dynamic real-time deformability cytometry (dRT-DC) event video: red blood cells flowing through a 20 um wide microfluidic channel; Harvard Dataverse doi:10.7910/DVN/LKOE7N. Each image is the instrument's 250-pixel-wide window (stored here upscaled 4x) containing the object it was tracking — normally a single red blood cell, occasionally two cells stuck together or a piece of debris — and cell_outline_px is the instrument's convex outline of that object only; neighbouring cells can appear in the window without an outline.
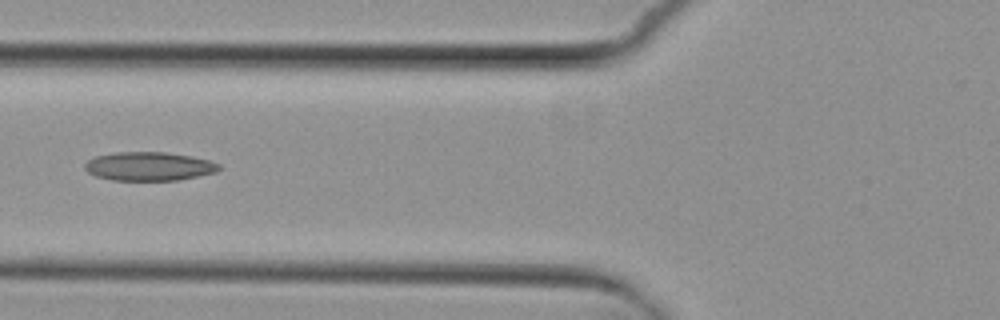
{"species": "common noctule bat (a hibernating species)", "species_latin": "Nyctalus noctula", "temperature_condition": "cold", "stored_images_in_passage": 4, "camera_frame_rate_fps": 3000, "um_per_image_px": 0.085, "animal": {"sex": "female", "body_mass_g": 29.2, "forearm_length_mm": 56.3}, "frame": {"image": 1, "passage_image": 3, "time_ms": 2.333, "image_size_px": [1000, 320], "cell_outline_px": [[220, 168], [216, 172], [176, 180], [112, 180], [96, 176], [88, 172], [84, 168], [84, 164], [88, 160], [96, 156], [116, 152], [164, 152], [192, 156], [208, 160], [220, 164]], "centroid_in_image_um": [12.65, 14.13], "position_along_channel_um": 113.2, "area_um2": 22.31}}
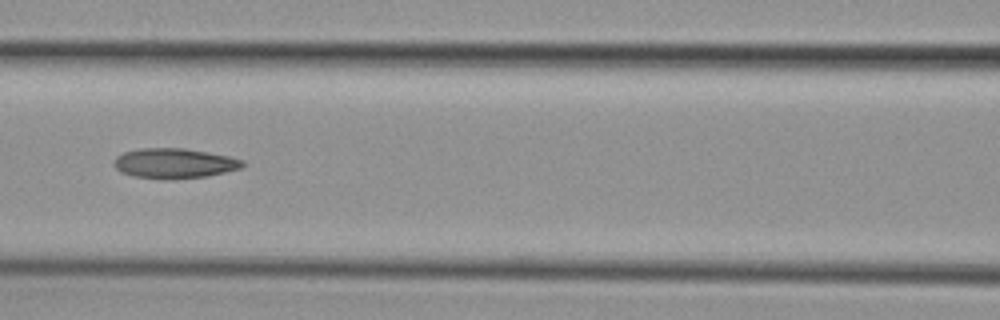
{"frame": {"image": 2, "passage_image": 4, "time_ms": 3.333, "image_size_px": [1000, 320], "cell_outline_px": [[244, 164], [240, 168], [208, 176], [168, 180], [164, 180], [132, 176], [120, 172], [112, 164], [112, 160], [116, 156], [124, 152], [140, 148], [184, 148], [208, 152], [228, 156], [244, 160]], "centroid_in_image_um": [14.76, 13.89], "position_along_channel_um": 151.8, "area_um2": 22.77}}